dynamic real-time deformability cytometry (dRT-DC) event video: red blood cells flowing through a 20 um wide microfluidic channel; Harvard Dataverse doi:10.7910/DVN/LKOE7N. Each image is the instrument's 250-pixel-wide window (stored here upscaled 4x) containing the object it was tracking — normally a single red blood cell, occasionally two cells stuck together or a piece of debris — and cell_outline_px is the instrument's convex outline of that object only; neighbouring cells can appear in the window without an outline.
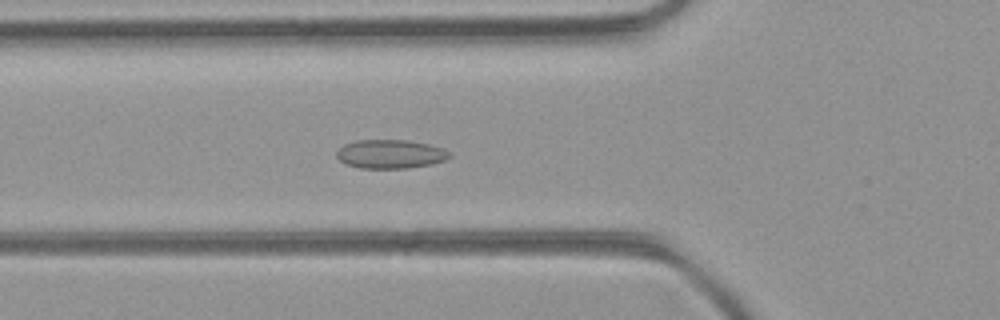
{"species": "common noctule bat (a hibernating species)", "species_latin": "Nyctalus noctula", "temperature_condition": "room temperature", "stored_images_in_passage": 51, "camera_frame_rate_fps": 3000, "um_per_image_px": 0.085, "animal": {"sex": "female", "body_mass_g": 21.9}, "frame": {"image": 1, "passage_image": 18, "time_ms": 5.667, "image_size_px": [1000, 320], "cell_outline_px": [[452, 156], [444, 160], [432, 164], [408, 168], [360, 168], [344, 164], [336, 156], [336, 152], [344, 144], [356, 140], [408, 140], [428, 144], [444, 148]], "centroid_in_image_um": [33.17, 13.09], "position_along_channel_um": 92.6, "area_um2": 19.02}}
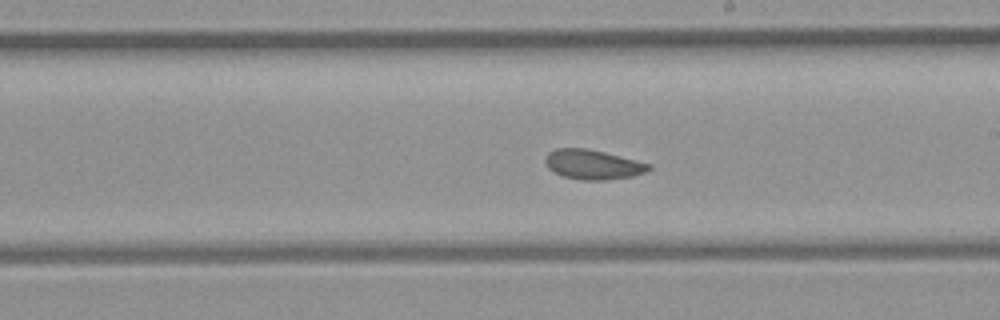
{"frame": {"image": 2, "passage_image": 29, "time_ms": 9.333, "image_size_px": [1000, 320], "cell_outline_px": [[652, 168], [644, 172], [632, 176], [604, 180], [580, 180], [560, 176], [548, 168], [544, 160], [548, 152], [556, 148], [584, 148], [604, 152], [652, 164]], "centroid_in_image_um": [50.36, 13.99], "position_along_channel_um": 238.6, "area_um2": 17.92}}
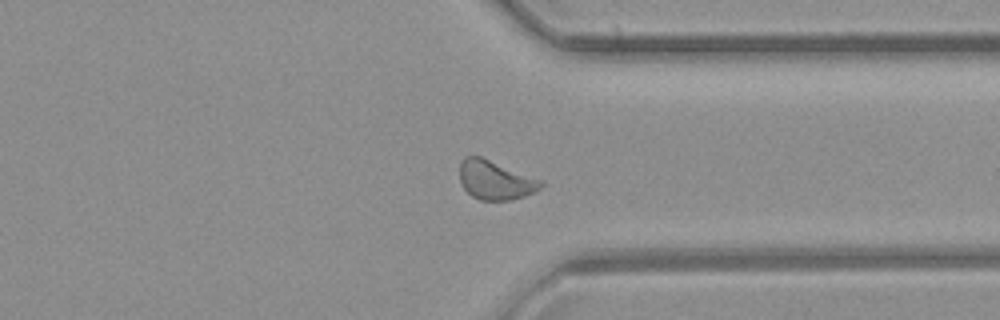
{"frame": {"image": 3, "passage_image": 39, "time_ms": 12.667, "image_size_px": [1000, 320], "cell_outline_px": [[544, 184], [540, 188], [524, 196], [512, 200], [480, 200], [472, 196], [464, 188], [460, 180], [460, 164], [464, 156], [480, 156], [544, 180]], "centroid_in_image_um": [42.12, 15.3], "position_along_channel_um": 369.3, "area_um2": 18.5}, "authors_computed_cell_mechanics": {"area_um2": 18.496, "velocity_mm_per_s": 3.9666, "shape_relaxation_time_tau1_ms": null, "shape_relaxation_time_tau2_ms": 2.1646, "deformation_change_tau1": null, "deformation_change_tau2": 0.0696}}